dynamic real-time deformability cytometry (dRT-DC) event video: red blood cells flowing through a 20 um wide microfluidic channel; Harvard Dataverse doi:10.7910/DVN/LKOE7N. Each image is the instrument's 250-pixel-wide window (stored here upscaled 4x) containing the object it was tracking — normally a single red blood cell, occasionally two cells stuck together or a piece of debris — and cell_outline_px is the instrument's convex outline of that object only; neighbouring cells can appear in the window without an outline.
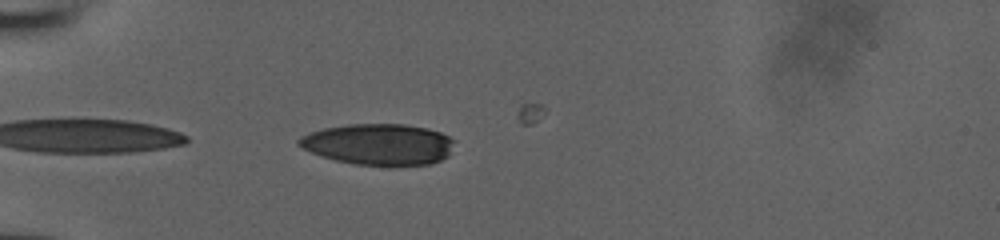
{"species": "human", "species_latin": "Homo sapiens", "temperature_condition": "room temperature", "stored_images_in_passage": 7, "camera_frame_rate_fps": 3000, "um_per_image_px": 0.085, "donor": {"sex": "male"}, "frame": {"image": 1, "passage_image": 2, "time_ms": 0.333, "image_size_px": [1000, 240], "cell_outline_px": [[456, 140], [448, 156], [440, 160], [428, 164], [352, 164], [336, 160], [312, 152], [296, 144], [296, 140], [300, 136], [324, 128], [348, 124], [404, 124], [428, 128], [440, 132]], "centroid_in_image_um": [32.2, 12.24], "position_along_channel_um": 52.8, "area_um2": 36.93}}
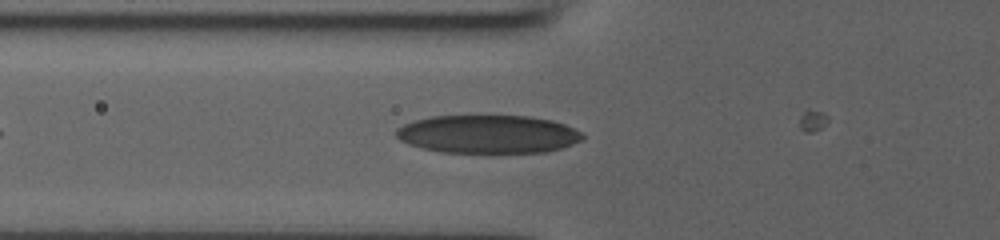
{"frame": {"image": 2, "passage_image": 6, "time_ms": 1.667, "image_size_px": [1000, 240], "cell_outline_px": [[584, 136], [580, 140], [572, 144], [560, 148], [544, 152], [492, 156], [440, 152], [420, 148], [408, 144], [400, 140], [396, 136], [396, 128], [404, 124], [416, 120], [432, 116], [528, 116], [552, 120], [564, 124], [580, 132]], "centroid_in_image_um": [41.45, 11.46], "position_along_channel_um": 84.4, "area_um2": 42.77}}